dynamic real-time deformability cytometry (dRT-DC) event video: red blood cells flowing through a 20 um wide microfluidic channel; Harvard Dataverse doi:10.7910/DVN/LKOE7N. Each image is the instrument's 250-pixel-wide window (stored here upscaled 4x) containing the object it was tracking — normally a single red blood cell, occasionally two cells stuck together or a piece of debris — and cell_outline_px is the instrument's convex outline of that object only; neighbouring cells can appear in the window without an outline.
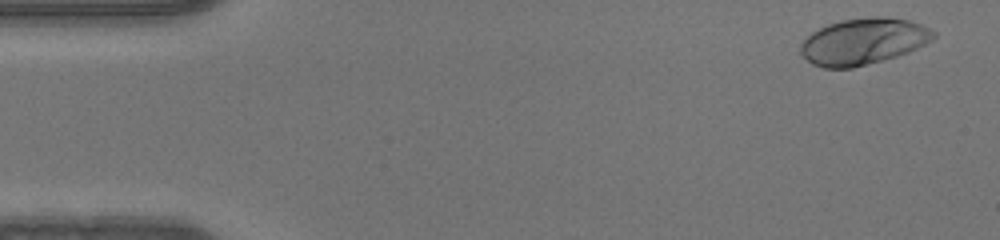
{"species": "human", "species_latin": "Homo sapiens", "temperature_condition": "warm", "stored_images_in_passage": 50, "segment_of_instrument_passage": [1, 2], "camera_frame_rate_fps": 3000, "um_per_image_px": 0.085, "donor": {"sex": "male"}, "frame": {"image": 1, "passage_image": 2, "time_ms": 0.333, "image_size_px": [1000, 240], "cell_outline_px": [[936, 36], [932, 40], [908, 52], [896, 56], [852, 68], [824, 68], [812, 64], [800, 56], [800, 44], [812, 32], [828, 24], [840, 20], [876, 16], [888, 16], [908, 20], [920, 24], [936, 32]], "centroid_in_image_um": [73.36, 3.51], "position_along_channel_um": 11.6, "area_um2": 35.89}}
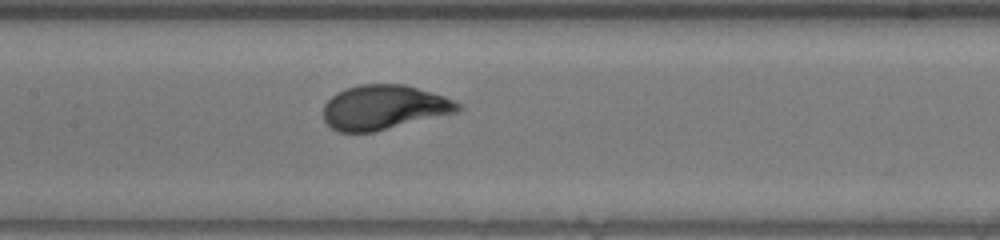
{"frame": {"image": 2, "passage_image": 23, "time_ms": 7.333, "image_size_px": [1000, 240], "cell_outline_px": [[464, 108], [456, 112], [372, 132], [340, 132], [332, 128], [324, 120], [324, 104], [336, 92], [360, 84], [404, 84], [444, 96], [460, 104]], "centroid_in_image_um": [32.62, 9.12], "position_along_channel_um": 174.8, "area_um2": 34.51}}
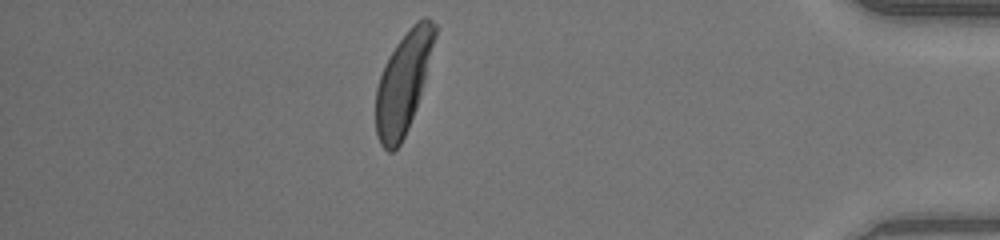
{"frame": {"image": 3, "passage_image": 43, "time_ms": 14.0, "image_size_px": [1000, 240], "cell_outline_px": [[436, 36], [420, 96], [416, 108], [408, 128], [400, 144], [392, 152], [388, 152], [380, 144], [376, 136], [376, 88], [384, 64], [396, 44], [412, 24], [416, 20], [424, 16], [428, 16], [436, 24]], "centroid_in_image_um": [34.27, 7.01], "position_along_channel_um": 400.9, "area_um2": 34.51}}